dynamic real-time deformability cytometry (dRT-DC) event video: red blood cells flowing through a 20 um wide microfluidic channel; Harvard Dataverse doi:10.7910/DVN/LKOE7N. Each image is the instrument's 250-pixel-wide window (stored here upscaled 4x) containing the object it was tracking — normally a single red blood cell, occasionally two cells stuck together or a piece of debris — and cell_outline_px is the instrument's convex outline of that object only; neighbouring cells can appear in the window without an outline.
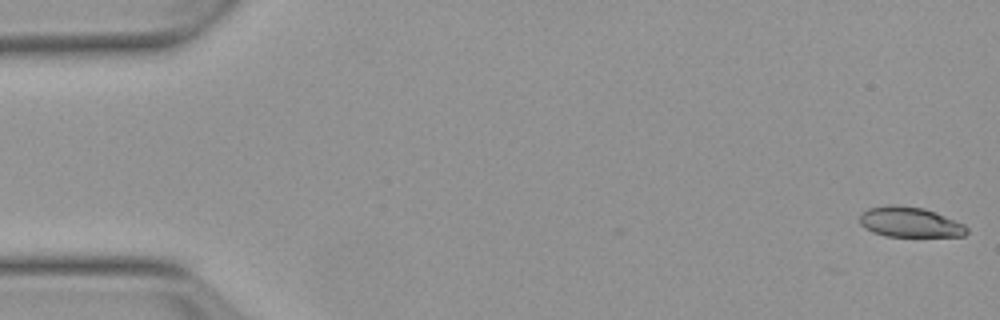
{"species": "Egyptian fruit bat (a non-hibernating species)", "species_latin": "Rousettus aegyptiacus", "temperature_condition": "warm", "stored_images_in_passage": 6, "camera_frame_rate_fps": 3000, "um_per_image_px": 0.085, "animal": {"sex": "female"}, "frame": {"image": 1, "passage_image": 1, "time_ms": 0.0, "image_size_px": [1000, 320], "cell_outline_px": [[968, 232], [964, 236], [884, 236], [872, 232], [864, 228], [860, 224], [860, 216], [868, 208], [888, 204], [896, 204], [924, 208], [964, 224], [968, 228]], "centroid_in_image_um": [77.31, 18.88], "position_along_channel_um": 7.7, "area_um2": 18.84}}